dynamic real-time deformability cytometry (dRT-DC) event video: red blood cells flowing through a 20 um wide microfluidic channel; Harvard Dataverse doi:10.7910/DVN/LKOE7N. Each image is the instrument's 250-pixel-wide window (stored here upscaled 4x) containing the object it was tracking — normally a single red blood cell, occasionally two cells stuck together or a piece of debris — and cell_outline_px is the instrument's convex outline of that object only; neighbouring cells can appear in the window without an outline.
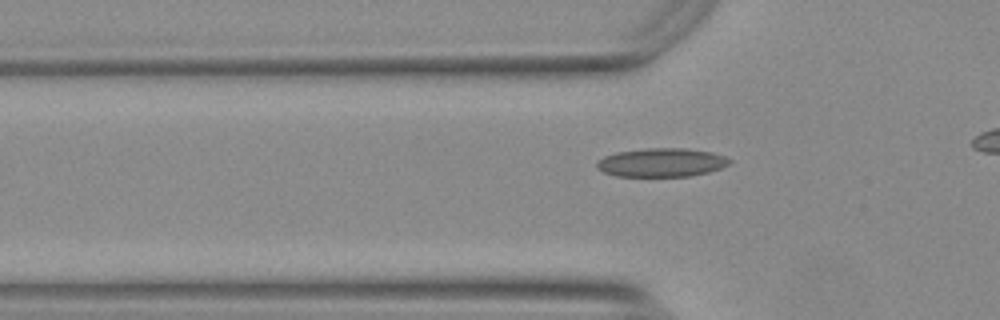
{"species": "Egyptian fruit bat (a non-hibernating species)", "species_latin": "Rousettus aegyptiacus", "temperature_condition": "warm", "stored_images_in_passage": 23, "camera_frame_rate_fps": 3000, "um_per_image_px": 0.085, "animal": {"sex": "female"}, "frame": {"image": 1, "passage_image": 10, "time_ms": 3.0, "image_size_px": [1000, 320], "cell_outline_px": [[732, 160], [728, 164], [720, 168], [708, 172], [688, 176], [616, 176], [604, 172], [596, 168], [596, 160], [604, 156], [616, 152], [644, 148], [684, 148], [712, 152], [724, 156]], "centroid_in_image_um": [56.18, 13.8], "position_along_channel_um": 69.6, "area_um2": 22.2}}
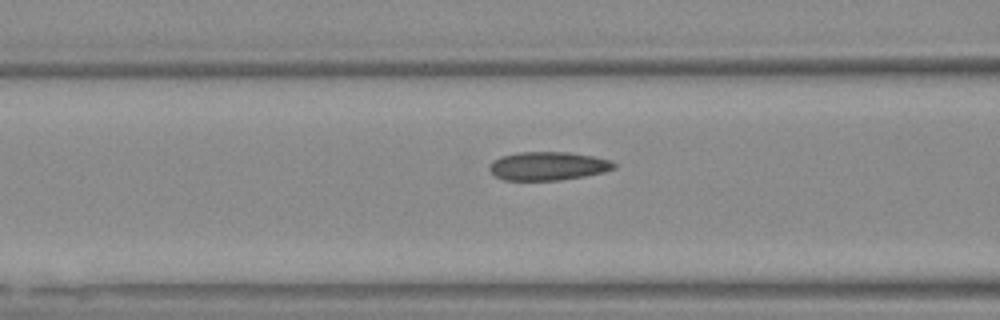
{"frame": {"image": 2, "passage_image": 14, "time_ms": 4.333, "image_size_px": [1000, 320], "cell_outline_px": [[616, 168], [604, 172], [584, 176], [560, 180], [504, 180], [496, 176], [488, 168], [492, 160], [500, 156], [516, 152], [568, 152], [592, 156], [612, 160], [616, 164]], "centroid_in_image_um": [46.58, 14.1], "position_along_channel_um": 120.0, "area_um2": 20.81}}
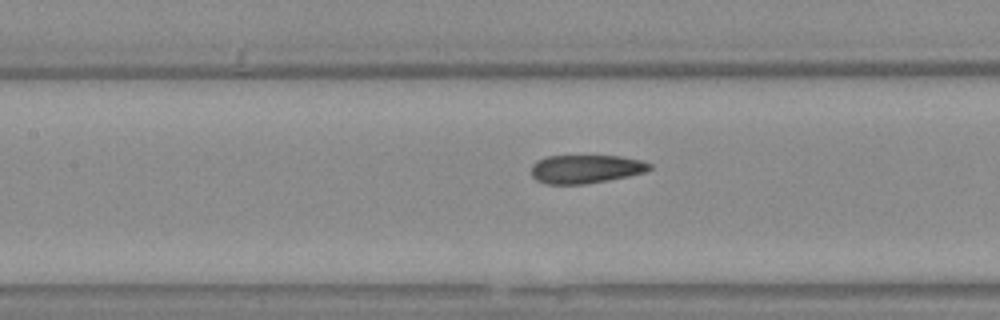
{"frame": {"image": 3, "passage_image": 17, "time_ms": 5.333, "image_size_px": [1000, 320], "cell_outline_px": [[652, 168], [644, 172], [628, 176], [608, 180], [584, 184], [548, 184], [536, 180], [532, 176], [532, 164], [536, 160], [548, 156], [620, 156], [640, 160], [652, 164]], "centroid_in_image_um": [49.78, 14.36], "position_along_channel_um": 157.6, "area_um2": 19.59}}